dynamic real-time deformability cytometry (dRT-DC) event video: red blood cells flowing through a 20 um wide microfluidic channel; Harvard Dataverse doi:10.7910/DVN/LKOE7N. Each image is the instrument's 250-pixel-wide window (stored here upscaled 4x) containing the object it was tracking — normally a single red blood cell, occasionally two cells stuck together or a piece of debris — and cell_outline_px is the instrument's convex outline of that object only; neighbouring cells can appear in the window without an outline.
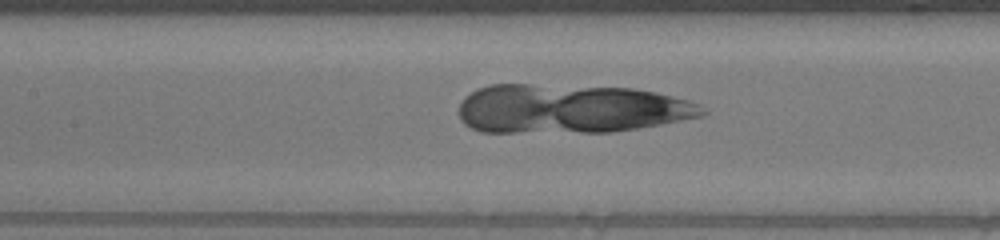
{"species": "human", "species_latin": "Homo sapiens", "temperature_condition": "warm", "stored_images_in_passage": 53, "camera_frame_rate_fps": 3000, "um_per_image_px": 0.085, "donor": {"sex": "male"}, "frame": {"image": 1, "passage_image": 23, "time_ms": 7.333, "image_size_px": [1000, 240], "cell_outline_px": [[708, 112], [704, 116], [640, 128], [612, 132], [480, 132], [464, 124], [460, 120], [460, 104], [464, 96], [488, 84], [528, 84], [632, 88], [656, 92], [688, 100], [700, 104]], "centroid_in_image_um": [48.51, 9.25], "position_along_channel_um": 158.9, "area_um2": 69.94}}
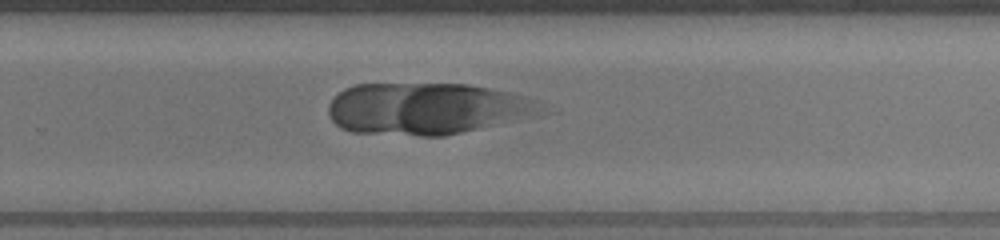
{"frame": {"image": 2, "passage_image": 34, "time_ms": 11.0, "image_size_px": [1000, 240], "cell_outline_px": [[560, 112], [444, 136], [420, 136], [352, 132], [340, 128], [332, 120], [328, 112], [328, 104], [344, 88], [356, 84], [468, 84], [512, 92], [540, 100]], "centroid_in_image_um": [36.5, 9.24], "position_along_channel_um": 293.3, "area_um2": 65.89}}
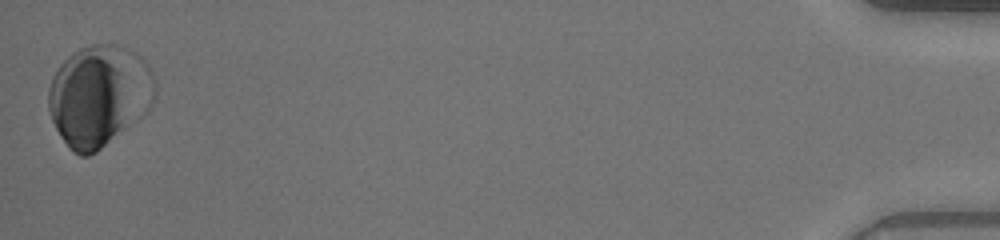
{"frame": {"image": 3, "passage_image": 53, "time_ms": 17.333, "image_size_px": [1000, 240], "cell_outline_px": [[156, 96], [152, 104], [140, 116], [96, 152], [88, 156], [80, 156], [72, 152], [68, 148], [60, 136], [52, 120], [48, 108], [48, 88], [52, 76], [60, 64], [68, 56], [80, 48], [92, 44], [116, 44], [128, 48], [136, 52], [140, 56], [152, 72], [156, 80]], "centroid_in_image_um": [8.4, 8.11], "position_along_channel_um": 426.8, "area_um2": 62.89}}